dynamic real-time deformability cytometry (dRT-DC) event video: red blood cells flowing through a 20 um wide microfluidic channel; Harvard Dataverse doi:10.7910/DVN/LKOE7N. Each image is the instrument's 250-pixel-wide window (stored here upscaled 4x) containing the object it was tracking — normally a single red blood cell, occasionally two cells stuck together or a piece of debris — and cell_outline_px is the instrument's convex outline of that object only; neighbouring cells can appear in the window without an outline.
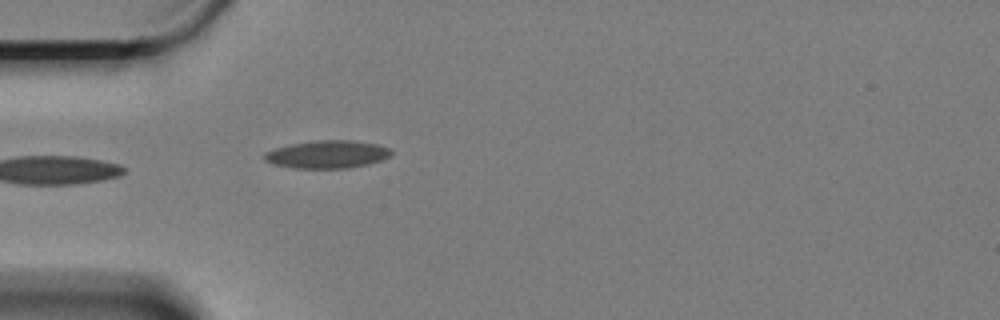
{"species": "Egyptian fruit bat (a non-hibernating species)", "species_latin": "Rousettus aegyptiacus", "temperature_condition": "cold", "stored_images_in_passage": 16, "camera_frame_rate_fps": 3000, "um_per_image_px": 0.085, "animal": {"sex": "female"}, "frame": {"image": 1, "passage_image": 1, "time_ms": 0.0, "image_size_px": [1000, 320], "cell_outline_px": [[392, 152], [388, 156], [380, 160], [368, 164], [348, 168], [296, 168], [272, 164], [264, 160], [264, 152], [276, 148], [292, 144], [320, 140], [352, 140], [376, 144], [388, 148]], "centroid_in_image_um": [27.79, 13.12], "position_along_channel_um": 57.2, "area_um2": 20.29}}
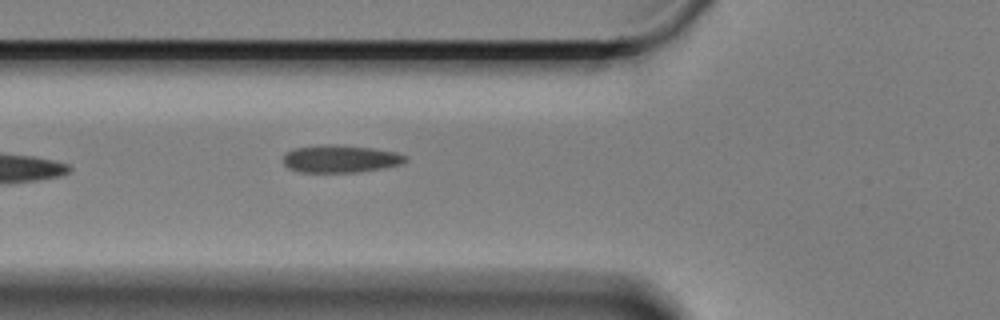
{"frame": {"image": 2, "passage_image": 5, "time_ms": 1.333, "image_size_px": [1000, 320], "cell_outline_px": [[408, 160], [400, 164], [380, 168], [356, 172], [300, 172], [288, 168], [284, 164], [284, 156], [288, 152], [296, 148], [324, 144], [336, 144], [372, 148], [396, 152], [408, 156]], "centroid_in_image_um": [28.95, 13.49], "position_along_channel_um": 96.9, "area_um2": 19.48}}
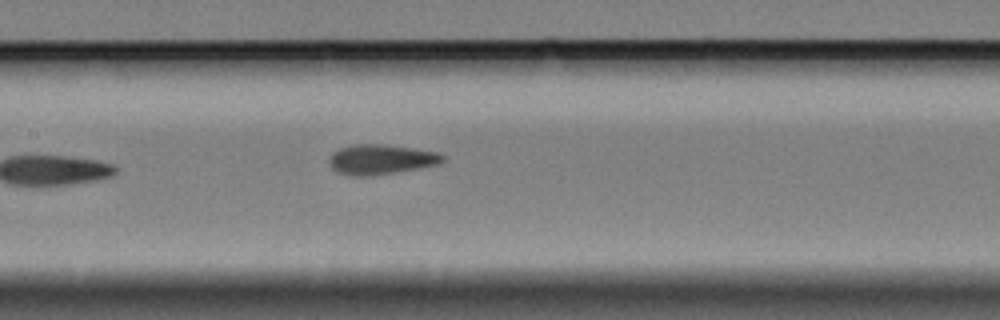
{"frame": {"image": 3, "passage_image": 12, "time_ms": 3.667, "image_size_px": [1000, 320], "cell_outline_px": [[444, 160], [436, 164], [416, 168], [392, 172], [360, 176], [336, 172], [332, 168], [328, 160], [332, 152], [340, 148], [352, 144], [388, 144], [436, 152], [444, 156]], "centroid_in_image_um": [32.32, 13.52], "position_along_channel_um": 175.1, "area_um2": 19.36}}